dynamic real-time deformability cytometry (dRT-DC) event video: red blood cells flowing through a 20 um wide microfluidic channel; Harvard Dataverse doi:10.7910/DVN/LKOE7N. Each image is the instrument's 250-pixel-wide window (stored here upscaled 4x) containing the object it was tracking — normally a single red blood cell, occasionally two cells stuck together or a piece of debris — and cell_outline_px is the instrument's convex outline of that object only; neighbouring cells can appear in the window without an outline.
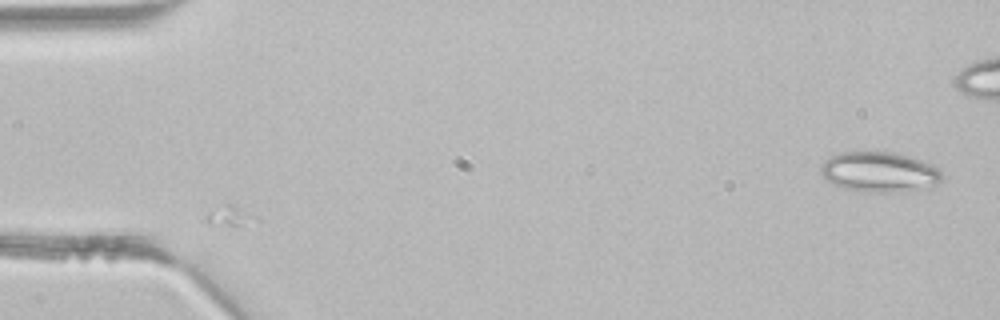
{"species": "common noctule bat (a hibernating species)", "species_latin": "Nyctalus noctula", "temperature_condition": "room temperature", "stored_images_in_passage": 2, "camera_frame_rate_fps": 3000, "um_per_image_px": 0.085, "animal": {"sex": "male", "body_mass_g": 21.5, "forearm_length_mm": 52.0}, "frame": {"image": 1, "passage_image": 2, "time_ms": 0.333, "image_size_px": [1000, 320], "cell_outline_px": [[940, 180], [936, 184], [884, 192], [868, 192], [848, 188], [836, 184], [828, 180], [820, 172], [820, 164], [828, 156], [840, 152], [896, 152], [912, 156], [932, 164], [940, 172]], "centroid_in_image_um": [74.67, 14.56], "position_along_channel_um": 10.3, "area_um2": 27.63}}